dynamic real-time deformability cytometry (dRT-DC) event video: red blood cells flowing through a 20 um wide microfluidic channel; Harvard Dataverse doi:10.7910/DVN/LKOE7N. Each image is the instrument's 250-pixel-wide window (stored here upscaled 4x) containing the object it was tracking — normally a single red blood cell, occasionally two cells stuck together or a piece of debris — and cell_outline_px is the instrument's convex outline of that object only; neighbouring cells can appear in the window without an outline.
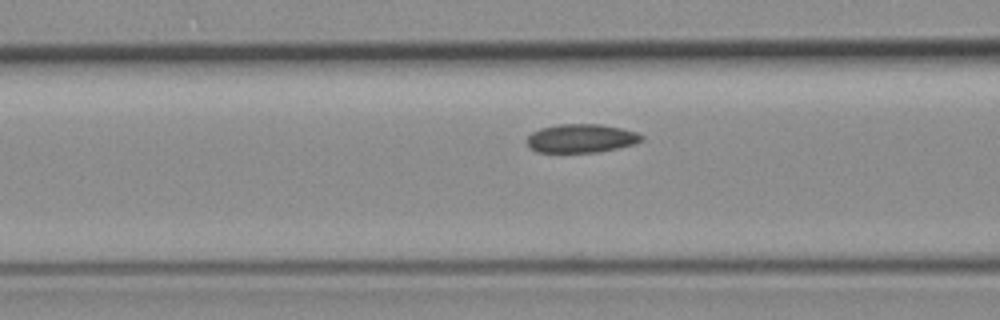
{"species": "common noctule bat (a hibernating species)", "species_latin": "Nyctalus noctula", "temperature_condition": "room temperature", "stored_images_in_passage": 6, "camera_frame_rate_fps": 3000, "um_per_image_px": 0.085, "animal": {"sex": "female", "body_mass_g": 19.3, "forearm_length_mm": 54.1}, "frame": {"image": 1, "passage_image": 6, "time_ms": 7.333, "image_size_px": [1000, 320], "cell_outline_px": [[644, 140], [636, 144], [600, 152], [536, 152], [528, 148], [528, 136], [532, 132], [540, 128], [560, 124], [600, 124], [620, 128], [636, 132], [644, 136]], "centroid_in_image_um": [49.42, 11.77], "position_along_channel_um": 117.2, "area_um2": 19.25}}